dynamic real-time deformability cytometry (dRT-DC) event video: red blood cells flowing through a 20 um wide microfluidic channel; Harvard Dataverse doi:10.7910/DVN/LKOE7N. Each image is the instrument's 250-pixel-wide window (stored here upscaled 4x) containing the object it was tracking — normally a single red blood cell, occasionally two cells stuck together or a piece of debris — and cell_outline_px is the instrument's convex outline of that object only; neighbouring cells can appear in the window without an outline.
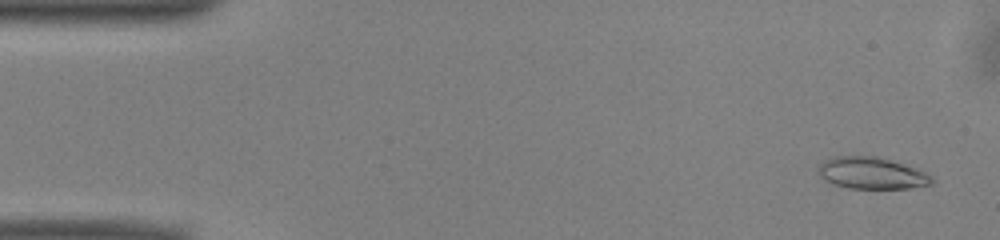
{"species": "common noctule bat (a hibernating species)", "species_latin": "Nyctalus noctula", "temperature_condition": "warm", "stored_images_in_passage": 49, "camera_frame_rate_fps": 3000, "um_per_image_px": 0.085, "animal": {"sex": "male", "body_mass_g": 13.0, "forearm_length_mm": 53.1}, "frame": {"image": 1, "passage_image": 3, "time_ms": 0.667, "image_size_px": [1000, 240], "cell_outline_px": [[932, 184], [908, 188], [848, 188], [824, 180], [820, 176], [816, 168], [824, 160], [832, 156], [876, 156], [916, 168], [932, 176]], "centroid_in_image_um": [74.05, 14.71], "position_along_channel_um": 11.0, "area_um2": 20.87}}
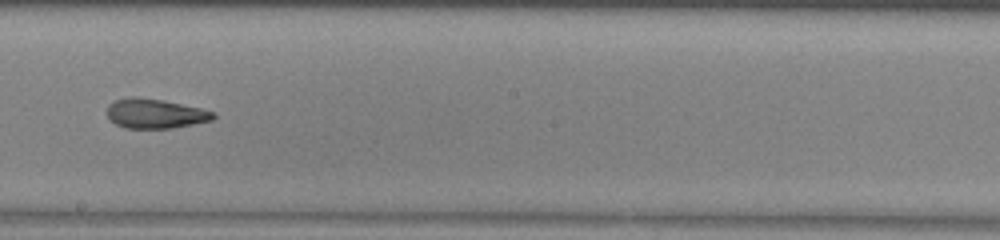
{"frame": {"image": 2, "passage_image": 29, "time_ms": 9.333, "image_size_px": [1000, 240], "cell_outline_px": [[216, 116], [212, 120], [172, 128], [124, 128], [116, 124], [108, 116], [108, 104], [112, 100], [132, 96], [136, 96], [164, 100], [200, 108], [216, 112]], "centroid_in_image_um": [13.18, 9.64], "position_along_channel_um": 235.0, "area_um2": 18.38}}
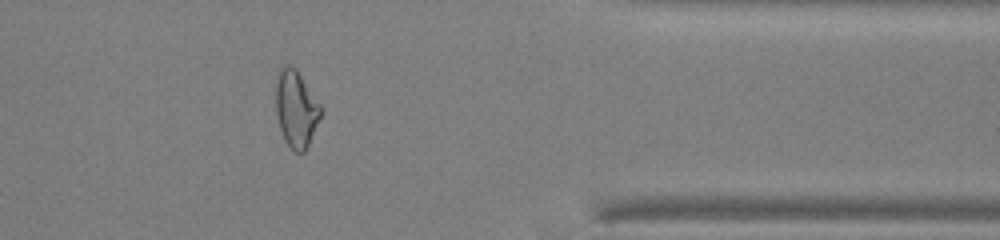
{"frame": {"image": 3, "passage_image": 42, "time_ms": 13.667, "image_size_px": [1000, 240], "cell_outline_px": [[324, 112], [308, 148], [304, 152], [296, 152], [284, 140], [280, 128], [276, 112], [276, 76], [280, 68], [284, 64], [292, 64], [296, 68], [320, 104]], "centroid_in_image_um": [25.19, 9.24], "position_along_channel_um": 386.2, "area_um2": 20.52}, "authors_computed_cell_mechanics": {"area_um2": 19.8254, "velocity_mm_per_s": 3.9731, "shape_relaxation_time_tau1_ms": 7.5886, "shape_relaxation_time_tau2_ms": 3.0816, "deformation_change_tau1": 0.228, "deformation_change_tau2": 0.1102}}